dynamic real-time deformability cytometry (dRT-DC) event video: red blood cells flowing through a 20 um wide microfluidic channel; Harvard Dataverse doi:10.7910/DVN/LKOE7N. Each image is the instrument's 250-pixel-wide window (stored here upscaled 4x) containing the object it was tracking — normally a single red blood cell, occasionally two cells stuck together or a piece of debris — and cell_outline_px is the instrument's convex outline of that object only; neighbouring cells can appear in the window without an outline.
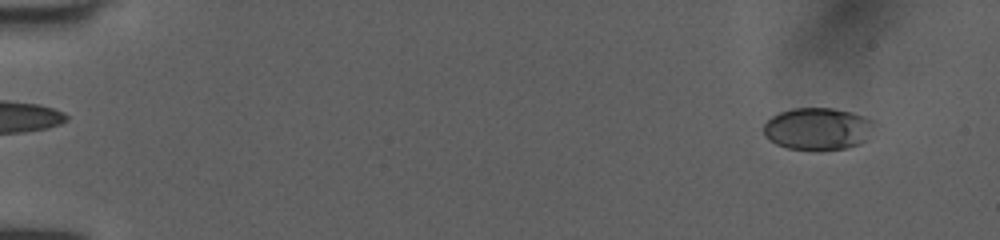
{"species": "human", "species_latin": "Homo sapiens", "temperature_condition": "room temperature", "stored_images_in_passage": 52, "camera_frame_rate_fps": 3000, "um_per_image_px": 0.085, "donor": {"sex": "female"}, "frame": {"image": 1, "passage_image": 4, "time_ms": 1.0, "image_size_px": [1000, 240], "cell_outline_px": [[876, 124], [864, 140], [860, 144], [848, 148], [788, 148], [776, 144], [764, 132], [764, 124], [772, 116], [780, 112], [792, 108], [832, 108], [852, 112], [864, 116], [872, 120]], "centroid_in_image_um": [69.53, 10.91], "position_along_channel_um": 15.5, "area_um2": 26.59}}
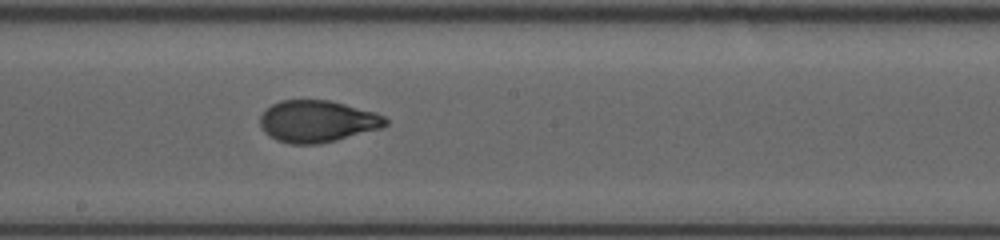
{"frame": {"image": 2, "passage_image": 30, "time_ms": 9.667, "image_size_px": [1000, 240], "cell_outline_px": [[388, 124], [380, 128], [336, 140], [320, 144], [292, 144], [276, 140], [264, 132], [260, 124], [260, 116], [272, 104], [280, 100], [328, 100], [376, 112], [384, 116], [388, 120]], "centroid_in_image_um": [26.97, 10.31], "position_along_channel_um": 221.2, "area_um2": 30.46}}
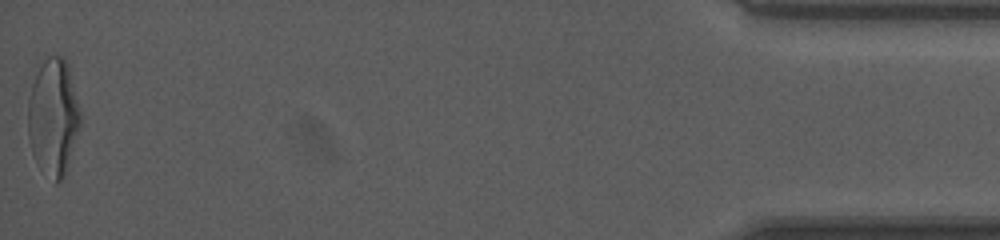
{"frame": {"image": 3, "passage_image": 52, "time_ms": 17.0, "image_size_px": [1000, 240], "cell_outline_px": [[80, 128], [64, 172], [60, 180], [56, 184], [36, 164], [32, 152], [28, 136], [28, 100], [32, 84], [40, 64], [48, 56], [60, 56], [68, 60], [80, 108]], "centroid_in_image_um": [4.53, 9.9], "position_along_channel_um": 430.7, "area_um2": 35.66}, "authors_computed_cell_mechanics": {"area_um2": 30.5184, "velocity_mm_per_s": 4.0347, "shape_relaxation_time_tau1_ms": 3.3283, "shape_relaxation_time_tau2_ms": 1.0144, "deformation_change_tau1": 0.1845, "deformation_change_tau2": 0.0547}}